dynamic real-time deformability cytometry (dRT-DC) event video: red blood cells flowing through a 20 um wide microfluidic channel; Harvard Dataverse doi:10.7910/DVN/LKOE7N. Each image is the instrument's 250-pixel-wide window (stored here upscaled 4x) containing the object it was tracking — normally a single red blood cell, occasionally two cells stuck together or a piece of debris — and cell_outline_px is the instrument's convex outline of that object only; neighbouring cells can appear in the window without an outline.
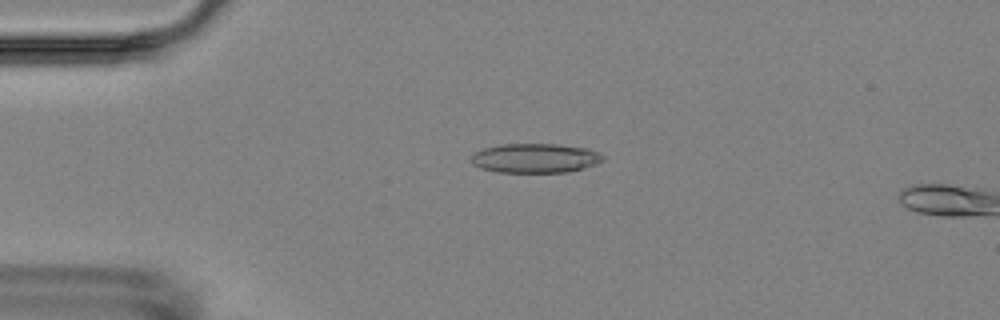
{"species": "Egyptian fruit bat (a non-hibernating species)", "species_latin": "Rousettus aegyptiacus", "temperature_condition": "room temperature", "stored_images_in_passage": 2, "camera_frame_rate_fps": 3000, "um_per_image_px": 0.085, "animal": {"sex": "female"}, "frame": {"image": 1, "passage_image": 1, "time_ms": 0.0, "image_size_px": [1000, 320], "cell_outline_px": [[604, 160], [596, 164], [584, 168], [568, 172], [496, 172], [480, 168], [472, 164], [472, 156], [476, 152], [484, 148], [500, 144], [556, 144], [588, 148], [604, 156]], "centroid_in_image_um": [45.5, 13.44], "position_along_channel_um": 39.5, "area_um2": 22.54}}